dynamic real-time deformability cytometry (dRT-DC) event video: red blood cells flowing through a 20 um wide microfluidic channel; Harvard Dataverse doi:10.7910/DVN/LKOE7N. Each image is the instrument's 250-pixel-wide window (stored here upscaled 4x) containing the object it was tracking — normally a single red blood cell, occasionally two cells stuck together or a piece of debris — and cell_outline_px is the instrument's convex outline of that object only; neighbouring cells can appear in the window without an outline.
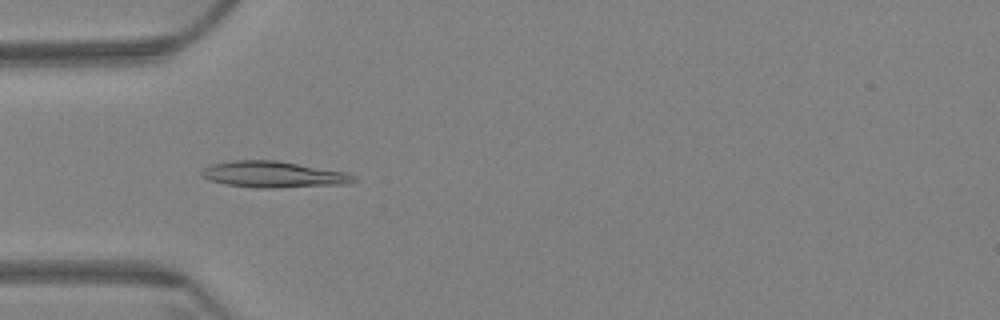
{"species": "Egyptian fruit bat (a non-hibernating species)", "species_latin": "Rousettus aegyptiacus", "temperature_condition": "warm", "stored_images_in_passage": 64, "camera_frame_rate_fps": 3000, "um_per_image_px": 0.085, "animal": {"sex": "female"}, "frame": {"image": 1, "passage_image": 20, "time_ms": 6.333, "image_size_px": [1000, 320], "cell_outline_px": [[356, 180], [348, 184], [272, 188], [260, 188], [228, 184], [208, 180], [200, 176], [200, 172], [204, 168], [212, 164], [232, 160], [276, 160], [344, 172], [356, 176]], "centroid_in_image_um": [23.22, 14.83], "position_along_channel_um": 61.8, "area_um2": 23.12}}
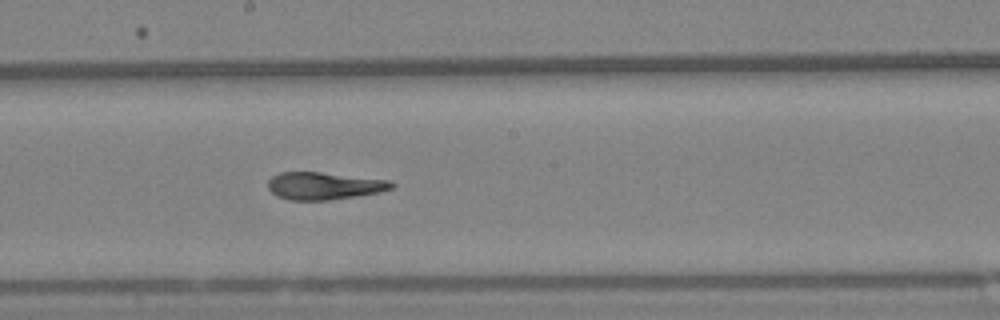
{"frame": {"image": 2, "passage_image": 35, "time_ms": 11.333, "image_size_px": [1000, 320], "cell_outline_px": [[396, 184], [392, 188], [380, 192], [356, 196], [328, 200], [288, 200], [276, 196], [268, 188], [268, 180], [272, 176], [280, 172], [320, 172], [388, 180]], "centroid_in_image_um": [27.52, 15.8], "position_along_channel_um": 220.7, "area_um2": 19.71}}
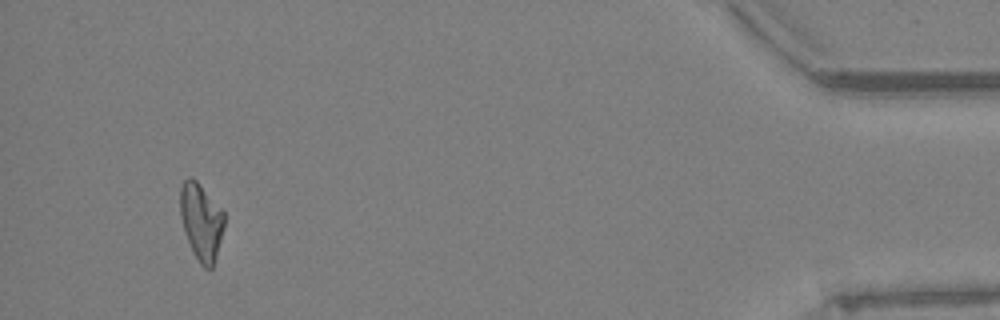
{"frame": {"image": 3, "passage_image": 60, "time_ms": 19.667, "image_size_px": [1000, 320], "cell_outline_px": [[224, 228], [216, 256], [212, 268], [204, 268], [200, 264], [188, 240], [180, 216], [180, 188], [184, 180], [188, 176], [196, 180], [224, 212]], "centroid_in_image_um": [17.1, 18.82], "position_along_channel_um": 418.1, "area_um2": 19.36}, "authors_computed_cell_mechanics": {"area_um2": 20.6057, "velocity_mm_per_s": 3.2261, "shape_relaxation_time_tau1_ms": 9.4761, "shape_relaxation_time_tau2_ms": 2.5886, "deformation_change_tau1": 0.2448, "deformation_change_tau2": 0.0954}}